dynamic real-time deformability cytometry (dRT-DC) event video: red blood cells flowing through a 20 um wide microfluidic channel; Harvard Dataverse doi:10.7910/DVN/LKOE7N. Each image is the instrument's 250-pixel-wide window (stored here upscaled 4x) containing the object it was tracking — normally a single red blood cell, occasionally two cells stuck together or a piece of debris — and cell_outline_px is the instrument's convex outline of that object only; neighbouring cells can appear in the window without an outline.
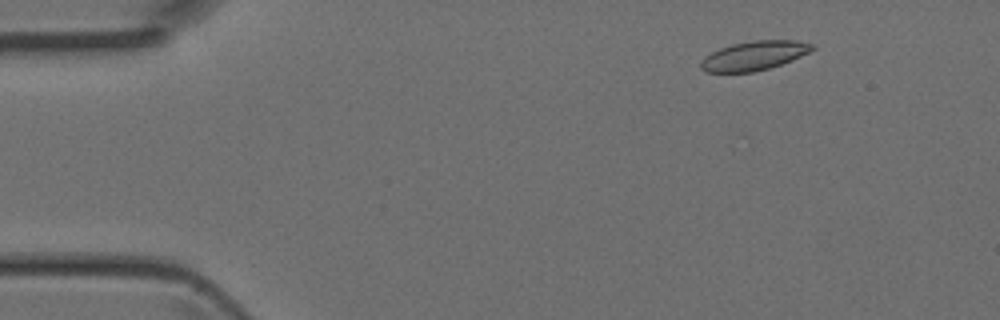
{"species": "Egyptian fruit bat (a non-hibernating species)", "species_latin": "Rousettus aegyptiacus", "temperature_condition": "room temperature", "stored_images_in_passage": 4, "camera_frame_rate_fps": 3000, "um_per_image_px": 0.085, "animal": {"sex": "female"}, "frame": {"image": 1, "passage_image": 2, "time_ms": 0.333, "image_size_px": [1000, 320], "cell_outline_px": [[816, 48], [792, 60], [768, 68], [752, 72], [708, 72], [700, 68], [700, 60], [704, 56], [720, 48], [732, 44], [756, 40], [796, 40], [816, 44]], "centroid_in_image_um": [64.1, 4.72], "position_along_channel_um": 20.9, "area_um2": 18.9}}
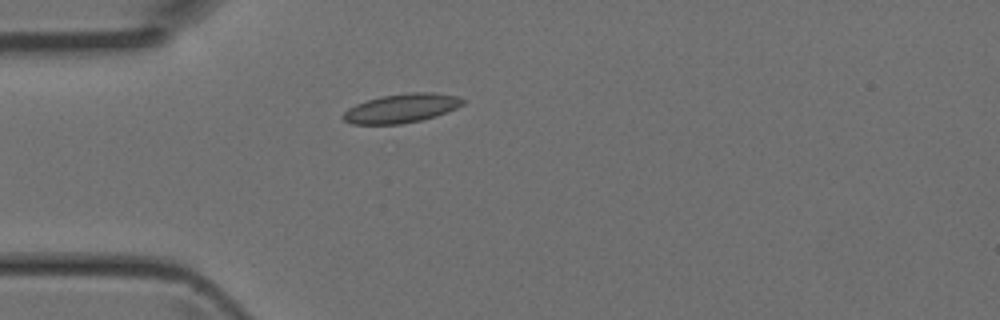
{"frame": {"image": 2, "passage_image": 4, "time_ms": 1.0, "image_size_px": [1000, 320], "cell_outline_px": [[464, 104], [456, 108], [436, 116], [420, 120], [400, 124], [352, 124], [344, 120], [340, 116], [348, 108], [356, 104], [368, 100], [384, 96], [412, 92], [432, 92], [456, 96], [464, 100]], "centroid_in_image_um": [34.11, 9.21], "position_along_channel_um": 50.9, "area_um2": 20.0}}